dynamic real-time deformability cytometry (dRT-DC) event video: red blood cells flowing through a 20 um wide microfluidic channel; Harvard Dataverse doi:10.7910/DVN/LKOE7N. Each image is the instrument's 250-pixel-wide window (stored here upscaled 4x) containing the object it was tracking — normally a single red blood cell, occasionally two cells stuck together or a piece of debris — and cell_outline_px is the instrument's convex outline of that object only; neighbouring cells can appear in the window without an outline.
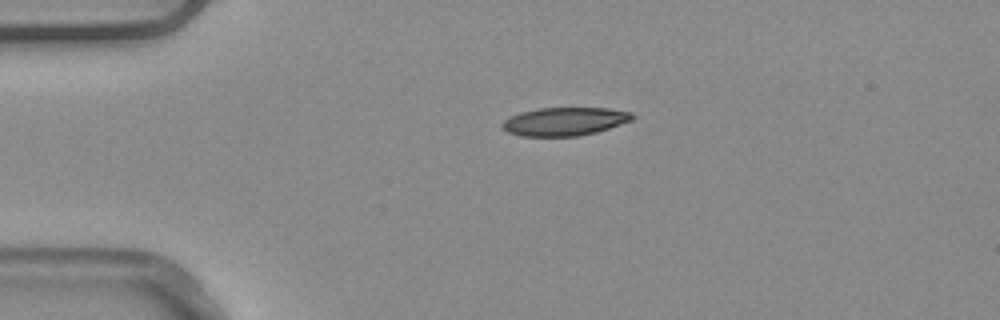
{"species": "common noctule bat (a hibernating species)", "species_latin": "Nyctalus noctula", "temperature_condition": "warm", "stored_images_in_passage": 5, "camera_frame_rate_fps": 3000, "um_per_image_px": 0.085, "animal": {"sex": "male", "body_mass_g": 20.4}, "frame": {"image": 1, "passage_image": 5, "time_ms": 1.333, "image_size_px": [1000, 320], "cell_outline_px": [[636, 116], [632, 120], [596, 132], [580, 136], [520, 136], [508, 132], [500, 124], [504, 120], [520, 112], [540, 108], [608, 108], [632, 112]], "centroid_in_image_um": [48.01, 10.32], "position_along_channel_um": 37.0, "area_um2": 21.39}}